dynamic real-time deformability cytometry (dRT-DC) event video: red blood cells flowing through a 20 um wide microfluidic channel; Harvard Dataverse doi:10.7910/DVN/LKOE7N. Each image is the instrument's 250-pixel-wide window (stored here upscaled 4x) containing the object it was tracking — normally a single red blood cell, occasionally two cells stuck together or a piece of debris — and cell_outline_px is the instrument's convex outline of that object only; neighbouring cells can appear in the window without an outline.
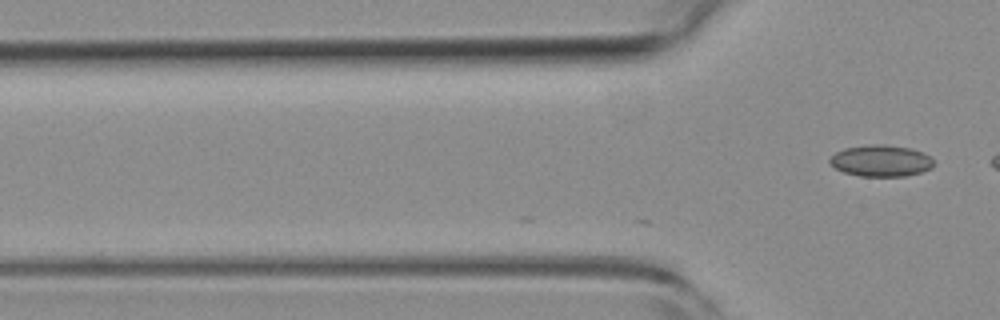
{"species": "common noctule bat (a hibernating species)", "species_latin": "Nyctalus noctula", "temperature_condition": "room temperature", "stored_images_in_passage": 2, "camera_frame_rate_fps": 3000, "um_per_image_px": 0.085, "animal": {"sex": "female", "body_mass_g": 19.3, "forearm_length_mm": 54.1}, "frame": {"image": 1, "passage_image": 2, "time_ms": 0.333, "image_size_px": [1000, 320], "cell_outline_px": [[932, 168], [920, 172], [904, 176], [860, 176], [844, 172], [836, 168], [828, 160], [836, 152], [844, 148], [868, 144], [884, 144], [912, 148], [924, 152], [932, 156]], "centroid_in_image_um": [74.9, 13.65], "position_along_channel_um": 50.9, "area_um2": 19.13}}